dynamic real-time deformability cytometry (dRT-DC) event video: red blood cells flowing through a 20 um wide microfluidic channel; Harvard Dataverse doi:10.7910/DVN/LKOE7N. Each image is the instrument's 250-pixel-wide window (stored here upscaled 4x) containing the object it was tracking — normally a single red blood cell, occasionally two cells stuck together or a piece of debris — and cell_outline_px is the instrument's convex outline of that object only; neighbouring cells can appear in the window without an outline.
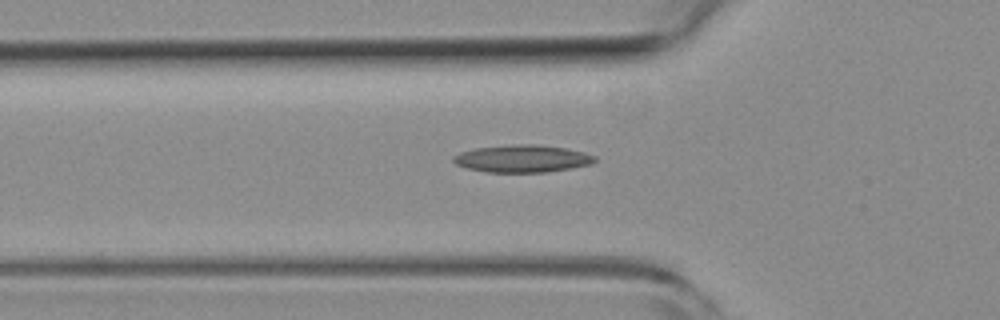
{"species": "common noctule bat (a hibernating species)", "species_latin": "Nyctalus noctula", "temperature_condition": "room temperature", "stored_images_in_passage": 39, "camera_frame_rate_fps": 3000, "um_per_image_px": 0.085, "animal": {"sex": "female", "body_mass_g": 19.3, "forearm_length_mm": 54.1}, "frame": {"image": 1, "passage_image": 6, "time_ms": 1.667, "image_size_px": [1000, 320], "cell_outline_px": [[596, 160], [592, 164], [572, 168], [548, 172], [484, 172], [468, 168], [456, 164], [452, 160], [452, 156], [460, 152], [476, 148], [516, 144], [536, 144], [564, 148], [584, 152], [596, 156]], "centroid_in_image_um": [44.4, 13.49], "position_along_channel_um": 81.4, "area_um2": 22.6}}
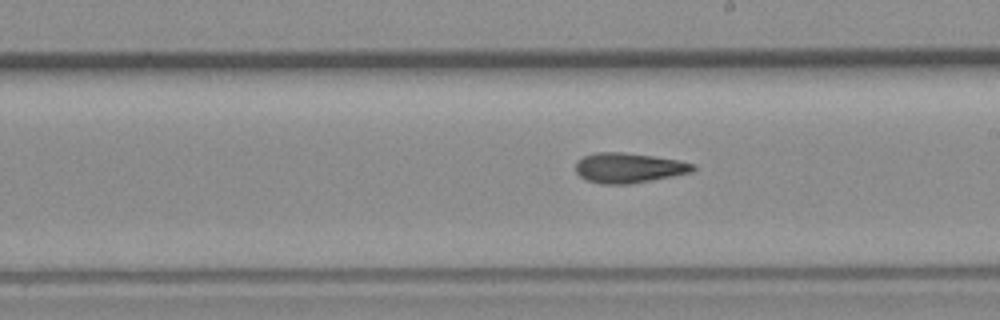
{"frame": {"image": 2, "passage_image": 18, "time_ms": 5.667, "image_size_px": [1000, 320], "cell_outline_px": [[696, 168], [692, 172], [672, 176], [628, 184], [600, 184], [584, 180], [576, 172], [576, 160], [584, 156], [596, 152], [624, 152], [652, 156], [676, 160], [696, 164]], "centroid_in_image_um": [53.4, 14.27], "position_along_channel_um": 235.6, "area_um2": 20.52}}
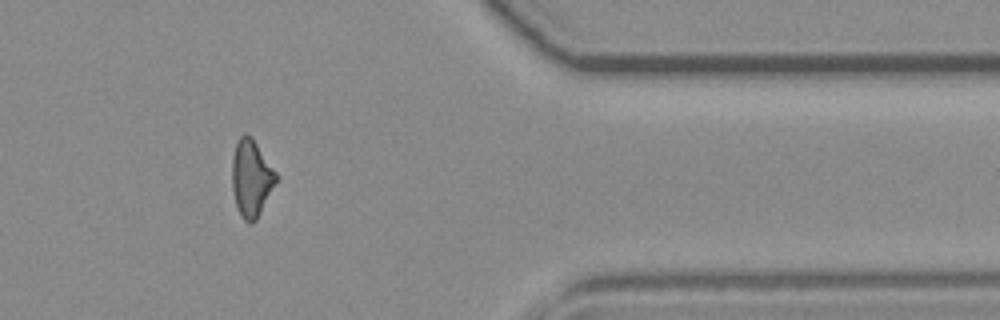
{"frame": {"image": 3, "passage_image": 32, "time_ms": 10.333, "image_size_px": [1000, 320], "cell_outline_px": [[276, 180], [256, 220], [252, 224], [248, 224], [240, 216], [236, 204], [232, 188], [232, 156], [236, 144], [240, 136], [252, 136], [276, 172]], "centroid_in_image_um": [21.33, 15.16], "position_along_channel_um": 390.1, "area_um2": 19.36}, "authors_computed_cell_mechanics": {"area_um2": 20.0566, "velocity_mm_per_s": 3.8303, "shape_relaxation_time_tau1_ms": null, "shape_relaxation_time_tau2_ms": 3.1927, "deformation_change_tau1": null, "deformation_change_tau2": 0.1294}}